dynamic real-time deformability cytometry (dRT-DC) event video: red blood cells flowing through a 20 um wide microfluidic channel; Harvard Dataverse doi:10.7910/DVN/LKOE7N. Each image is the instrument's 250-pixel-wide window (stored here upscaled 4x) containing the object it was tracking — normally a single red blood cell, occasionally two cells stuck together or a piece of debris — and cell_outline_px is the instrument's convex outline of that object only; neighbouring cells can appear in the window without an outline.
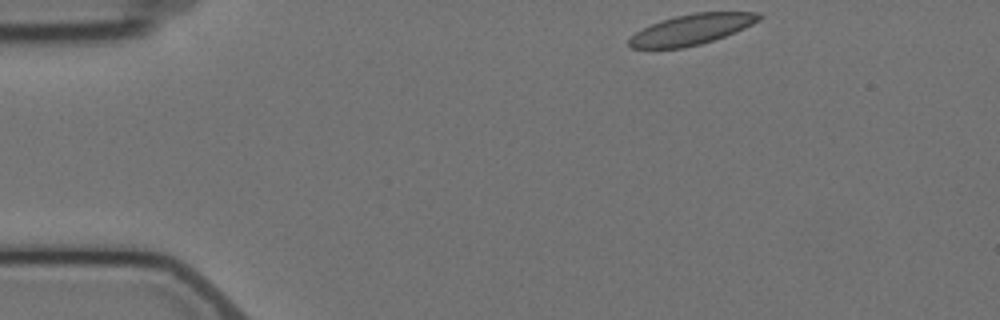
{"species": "Egyptian fruit bat (a non-hibernating species)", "species_latin": "Rousettus aegyptiacus", "temperature_condition": "cold", "stored_images_in_passage": 9, "camera_frame_rate_fps": 3000, "um_per_image_px": 0.085, "animal": {"sex": "female"}, "frame": {"image": 1, "passage_image": 1, "time_ms": 0.0, "image_size_px": [1000, 320], "cell_outline_px": [[764, 16], [752, 24], [736, 32], [700, 44], [684, 48], [632, 48], [628, 44], [628, 40], [636, 32], [660, 20], [676, 16], [696, 12], [760, 12]], "centroid_in_image_um": [58.8, 2.5], "position_along_channel_um": 26.2, "area_um2": 22.89}}
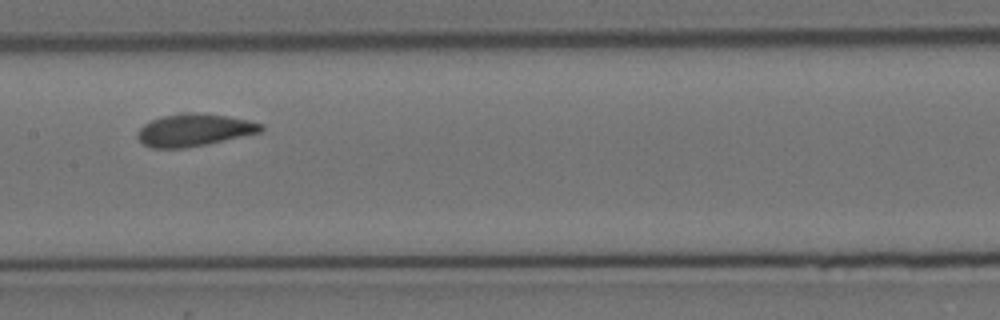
{"frame": {"image": 2, "passage_image": 6, "time_ms": 6.667, "image_size_px": [1000, 320], "cell_outline_px": [[264, 128], [260, 132], [204, 144], [184, 148], [152, 148], [144, 144], [136, 136], [136, 132], [144, 124], [152, 120], [164, 116], [228, 116], [248, 120], [264, 124]], "centroid_in_image_um": [16.48, 11.1], "position_along_channel_um": 190.9, "area_um2": 21.96}}
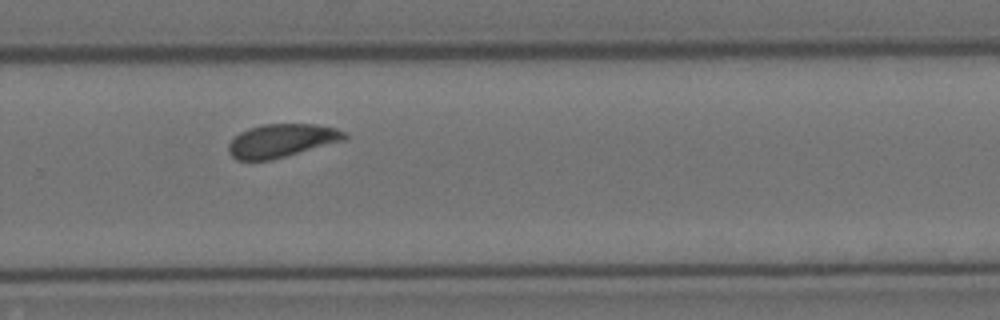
{"frame": {"image": 3, "passage_image": 9, "time_ms": 10.0, "image_size_px": [1000, 320], "cell_outline_px": [[348, 140], [272, 160], [236, 160], [228, 152], [228, 144], [240, 132], [248, 128], [264, 124], [316, 124], [336, 128], [348, 132]], "centroid_in_image_um": [24.01, 11.95], "position_along_channel_um": 305.8, "area_um2": 22.89}}